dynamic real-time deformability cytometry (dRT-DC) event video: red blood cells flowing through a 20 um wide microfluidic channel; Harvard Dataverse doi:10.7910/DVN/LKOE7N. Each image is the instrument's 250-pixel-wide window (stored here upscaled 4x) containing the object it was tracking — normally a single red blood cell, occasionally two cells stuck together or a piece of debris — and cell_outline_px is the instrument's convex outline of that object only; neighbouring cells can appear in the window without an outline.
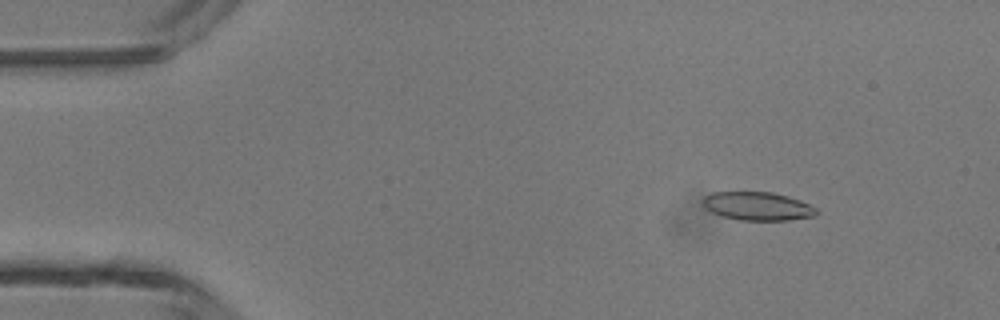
{"species": "common noctule bat (a hibernating species)", "species_latin": "Nyctalus noctula", "temperature_condition": "room temperature", "stored_images_in_passage": 48, "camera_frame_rate_fps": 3000, "um_per_image_px": 0.085, "animal": {"sex": "male", "body_mass_g": 13.3}, "frame": {"image": 1, "passage_image": 6, "time_ms": 1.667, "image_size_px": [1000, 320], "cell_outline_px": [[820, 212], [816, 216], [788, 220], [736, 220], [720, 216], [712, 212], [704, 204], [704, 196], [712, 192], [772, 192], [788, 196], [800, 200], [816, 208]], "centroid_in_image_um": [64.43, 17.53], "position_along_channel_um": 20.6, "area_um2": 18.84}}
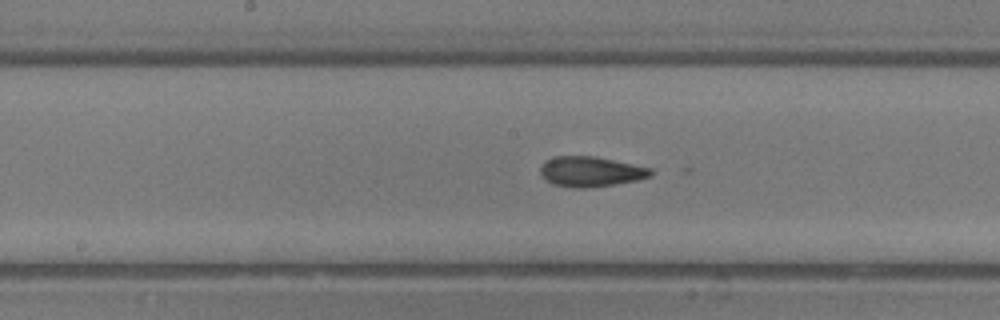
{"frame": {"image": 2, "passage_image": 24, "time_ms": 7.667, "image_size_px": [1000, 320], "cell_outline_px": [[652, 176], [636, 180], [588, 188], [572, 188], [552, 184], [540, 176], [540, 168], [544, 160], [556, 156], [592, 156], [652, 168]], "centroid_in_image_um": [50.15, 14.59], "position_along_channel_um": 198.0, "area_um2": 19.36}}
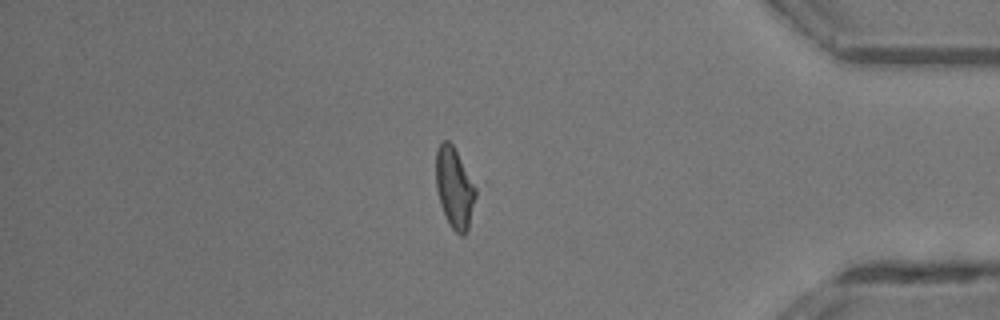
{"frame": {"image": 3, "passage_image": 40, "time_ms": 13.0, "image_size_px": [1000, 320], "cell_outline_px": [[480, 188], [468, 228], [464, 236], [460, 236], [452, 228], [440, 204], [436, 188], [436, 152], [440, 144], [444, 140], [448, 140], [452, 144]], "centroid_in_image_um": [38.7, 15.96], "position_along_channel_um": 396.5, "area_um2": 19.25}, "authors_computed_cell_mechanics": {"area_um2": 19.1318, "velocity_mm_per_s": 4.3789, "shape_relaxation_time_tau1_ms": 8.6442, "shape_relaxation_time_tau2_ms": 1.5577, "deformation_change_tau1": 0.2084, "deformation_change_tau2": 0.0745}}